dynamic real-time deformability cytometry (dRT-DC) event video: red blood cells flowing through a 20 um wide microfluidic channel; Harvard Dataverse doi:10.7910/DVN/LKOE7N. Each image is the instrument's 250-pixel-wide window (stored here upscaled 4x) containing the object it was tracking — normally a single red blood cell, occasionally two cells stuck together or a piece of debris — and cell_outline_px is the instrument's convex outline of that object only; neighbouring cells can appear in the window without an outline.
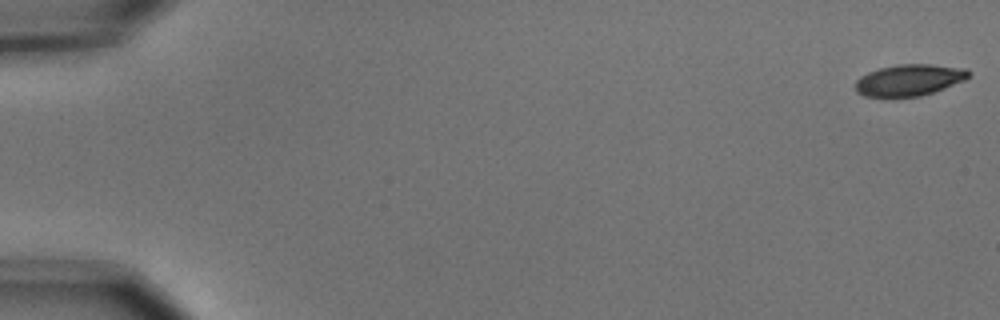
{"species": "common noctule bat (a hibernating species)", "species_latin": "Nyctalus noctula", "temperature_condition": "cold", "stored_images_in_passage": 5, "camera_frame_rate_fps": 3000, "um_per_image_px": 0.085, "animal": {"sex": "male", "body_mass_g": 15.6}, "frame": {"image": 1, "passage_image": 1, "time_ms": 0.0, "image_size_px": [1000, 320], "cell_outline_px": [[972, 72], [964, 80], [944, 88], [920, 96], [864, 96], [856, 92], [856, 80], [860, 76], [868, 72], [880, 68], [896, 64], [932, 64], [968, 68]], "centroid_in_image_um": [77.3, 6.78], "position_along_channel_um": 7.7, "area_um2": 20.69}}
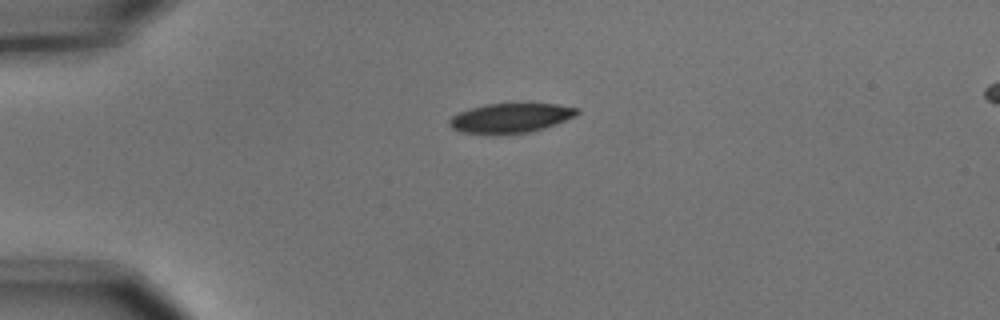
{"frame": {"image": 2, "passage_image": 4, "time_ms": 1.0, "image_size_px": [1000, 320], "cell_outline_px": [[580, 112], [576, 116], [556, 124], [544, 128], [528, 132], [492, 136], [484, 136], [460, 132], [452, 128], [448, 124], [448, 120], [452, 116], [468, 108], [484, 104], [512, 100], [520, 100], [556, 104], [580, 108]], "centroid_in_image_um": [43.39, 9.99], "position_along_channel_um": 41.6, "area_um2": 23.76}}